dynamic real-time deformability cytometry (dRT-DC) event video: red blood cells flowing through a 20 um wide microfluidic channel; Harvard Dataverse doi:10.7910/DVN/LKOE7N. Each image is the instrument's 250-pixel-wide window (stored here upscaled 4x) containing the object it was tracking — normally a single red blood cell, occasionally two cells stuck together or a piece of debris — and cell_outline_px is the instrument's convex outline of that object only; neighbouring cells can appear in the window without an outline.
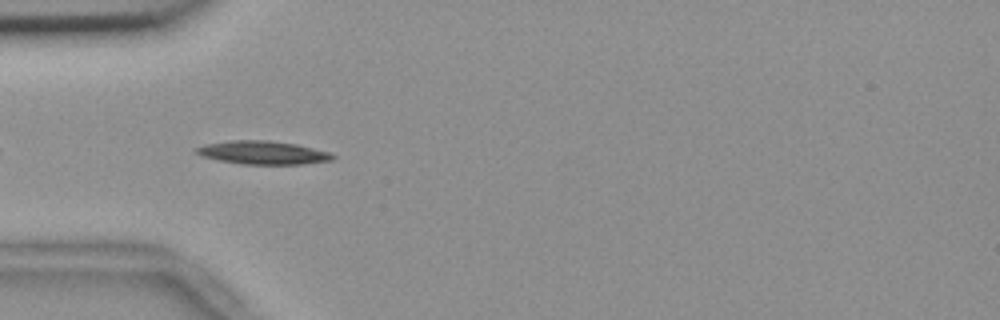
{"species": "common noctule bat (a hibernating species)", "species_latin": "Nyctalus noctula", "temperature_condition": "room temperature", "stored_images_in_passage": 41, "camera_frame_rate_fps": 3000, "um_per_image_px": 0.085, "animal": {"sex": "female", "body_mass_g": 18.4}, "frame": {"image": 1, "passage_image": 3, "time_ms": 0.667, "image_size_px": [1000, 320], "cell_outline_px": [[336, 156], [332, 160], [304, 164], [244, 164], [216, 160], [204, 156], [196, 152], [192, 148], [204, 144], [228, 140], [268, 140], [296, 144], [328, 152]], "centroid_in_image_um": [22.29, 12.97], "position_along_channel_um": 62.7, "area_um2": 18.55}}
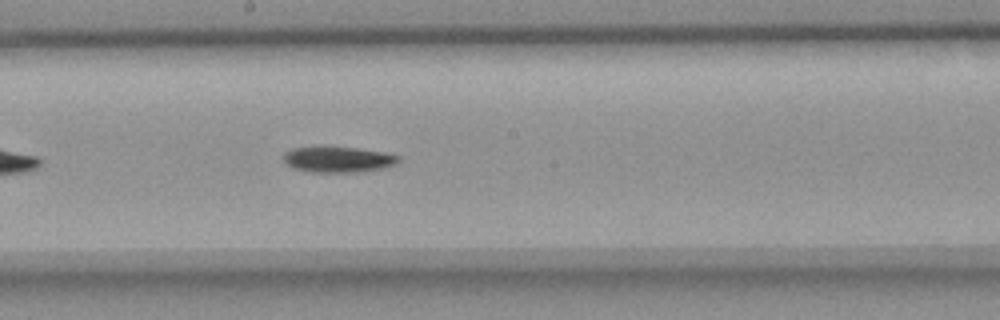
{"frame": {"image": 2, "passage_image": 16, "time_ms": 5.0, "image_size_px": [1000, 320], "cell_outline_px": [[400, 160], [396, 164], [384, 168], [360, 172], [312, 172], [296, 168], [288, 164], [284, 160], [284, 152], [292, 148], [316, 144], [356, 148], [384, 152], [400, 156]], "centroid_in_image_um": [28.73, 13.51], "position_along_channel_um": 219.5, "area_um2": 17.8}}
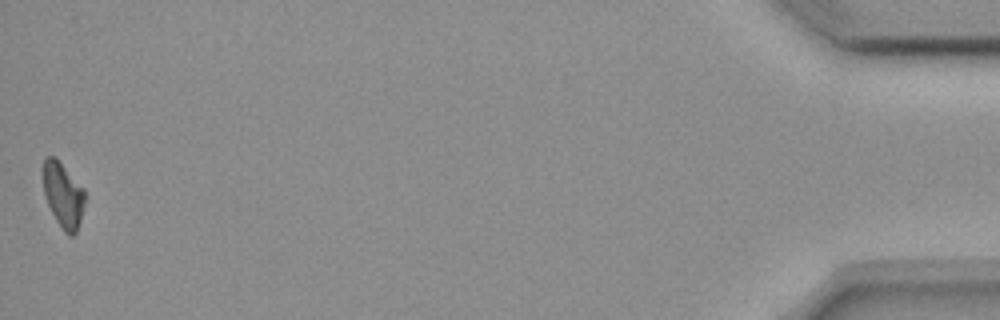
{"frame": {"image": 3, "passage_image": 41, "time_ms": 13.333, "image_size_px": [1000, 320], "cell_outline_px": [[84, 204], [80, 220], [76, 232], [72, 236], [68, 236], [64, 232], [56, 220], [48, 204], [44, 192], [40, 168], [44, 156], [56, 156], [84, 188]], "centroid_in_image_um": [5.32, 16.49], "position_along_channel_um": 429.9, "area_um2": 16.24}, "authors_computed_cell_mechanics": {"area_um2": 17.051, "velocity_mm_per_s": 3.6673, "shape_relaxation_time_tau1_ms": 3.3985, "shape_relaxation_time_tau2_ms": null, "deformation_change_tau1": 0.1491, "deformation_change_tau2": null}}